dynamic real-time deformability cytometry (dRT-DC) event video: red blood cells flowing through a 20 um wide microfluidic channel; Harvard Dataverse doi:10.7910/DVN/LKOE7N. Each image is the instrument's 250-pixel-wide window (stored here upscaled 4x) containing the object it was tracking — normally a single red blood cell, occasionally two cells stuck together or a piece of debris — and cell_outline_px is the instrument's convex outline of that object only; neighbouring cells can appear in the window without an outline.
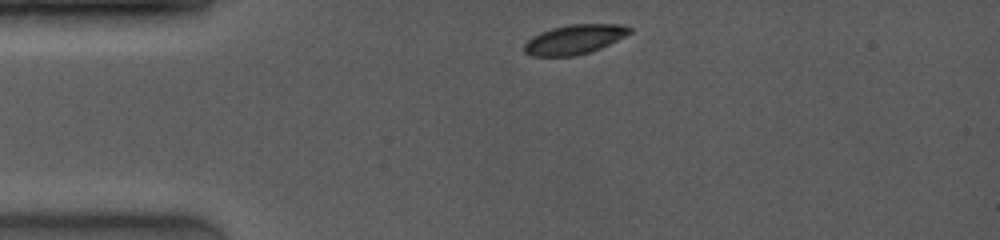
{"species": "common noctule bat (a hibernating species)", "species_latin": "Nyctalus noctula", "temperature_condition": "room temperature", "stored_images_in_passage": 2, "camera_frame_rate_fps": 4000, "um_per_image_px": 0.085, "animal": {"sex": "female", "body_mass_g": 19.0, "forearm_length_mm": 53.3}, "frame": {"image": 1, "passage_image": 1, "time_ms": 0.0, "image_size_px": [1000, 240], "cell_outline_px": [[632, 32], [600, 48], [576, 56], [532, 56], [524, 52], [524, 44], [532, 36], [540, 32], [552, 28], [568, 24], [620, 24], [632, 28]], "centroid_in_image_um": [48.8, 3.34], "position_along_channel_um": 36.2, "area_um2": 18.03}}